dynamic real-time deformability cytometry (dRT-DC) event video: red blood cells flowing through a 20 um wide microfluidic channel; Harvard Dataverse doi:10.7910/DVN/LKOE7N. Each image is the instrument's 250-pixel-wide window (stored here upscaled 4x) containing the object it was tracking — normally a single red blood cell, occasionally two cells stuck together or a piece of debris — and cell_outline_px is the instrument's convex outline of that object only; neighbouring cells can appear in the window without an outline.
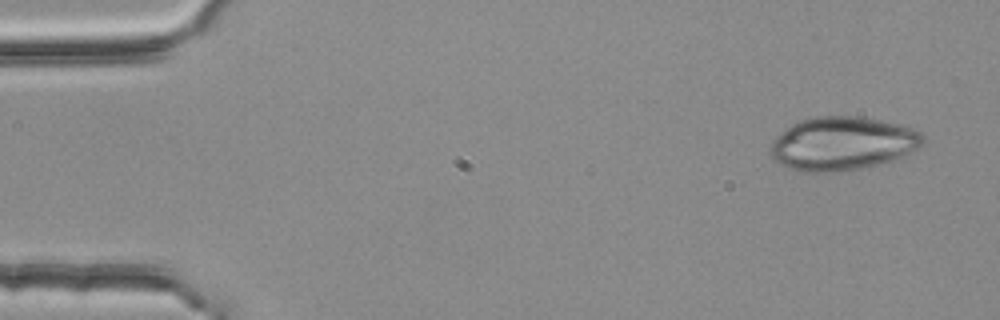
{"species": "common noctule bat (a hibernating species)", "species_latin": "Nyctalus noctula", "temperature_condition": "room temperature", "stored_images_in_passage": 4, "camera_frame_rate_fps": 3000, "um_per_image_px": 0.085, "animal": {"sex": "female", "body_mass_g": 25.1}, "frame": {"image": 1, "passage_image": 1, "time_ms": 0.0, "image_size_px": [1000, 320], "cell_outline_px": [[924, 140], [920, 148], [904, 156], [892, 160], [860, 168], [840, 172], [804, 172], [788, 168], [780, 164], [768, 152], [768, 148], [772, 140], [776, 136], [792, 124], [800, 120], [816, 116], [864, 116], [900, 124], [912, 128], [920, 132], [924, 136]], "centroid_in_image_um": [71.6, 12.19], "position_along_channel_um": 13.4, "area_um2": 47.97}}